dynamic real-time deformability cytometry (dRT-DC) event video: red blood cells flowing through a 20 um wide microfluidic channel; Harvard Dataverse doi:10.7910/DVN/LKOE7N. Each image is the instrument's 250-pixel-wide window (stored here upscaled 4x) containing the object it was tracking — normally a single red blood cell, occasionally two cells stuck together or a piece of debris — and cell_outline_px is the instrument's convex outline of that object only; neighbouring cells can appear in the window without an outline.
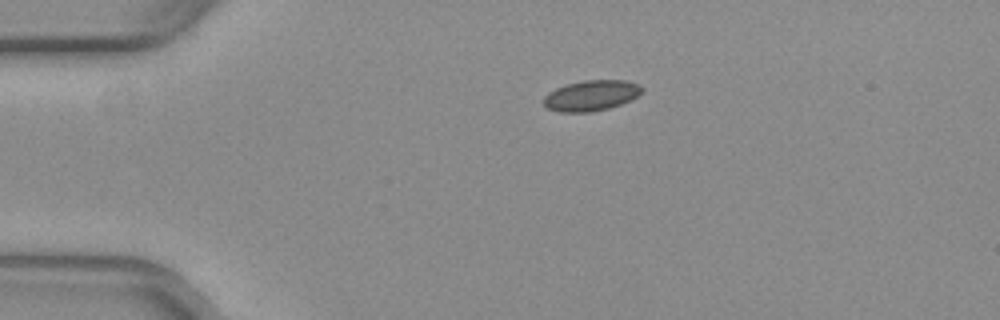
{"species": "common noctule bat (a hibernating species)", "species_latin": "Nyctalus noctula", "temperature_condition": "warm", "stored_images_in_passage": 42, "camera_frame_rate_fps": 3000, "um_per_image_px": 0.085, "animal": {"sex": "female", "body_mass_g": 29.2, "forearm_length_mm": 56.3}, "frame": {"image": 1, "passage_image": 1, "time_ms": 0.0, "image_size_px": [1000, 320], "cell_outline_px": [[644, 88], [632, 100], [608, 108], [592, 112], [560, 112], [548, 108], [544, 104], [544, 96], [548, 92], [556, 88], [568, 84], [584, 80], [628, 80], [640, 84]], "centroid_in_image_um": [50.27, 8.11], "position_along_channel_um": 34.7, "area_um2": 17.51}}
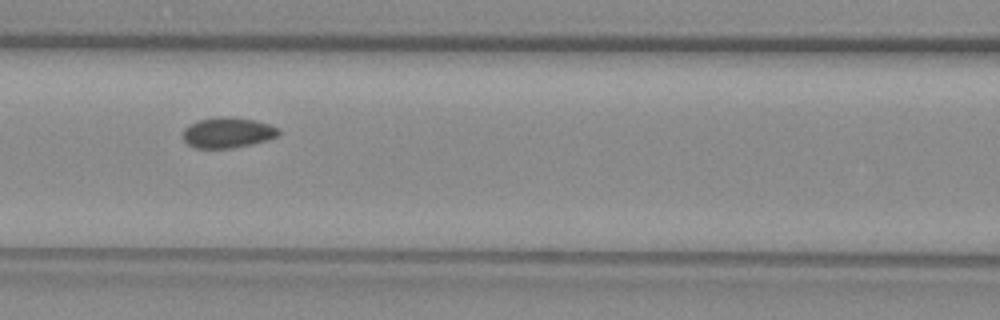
{"frame": {"image": 2, "passage_image": 13, "time_ms": 4.0, "image_size_px": [1000, 320], "cell_outline_px": [[280, 132], [276, 136], [268, 140], [252, 144], [232, 148], [196, 148], [188, 144], [184, 140], [184, 128], [188, 124], [196, 120], [216, 116], [224, 116], [256, 120], [280, 128]], "centroid_in_image_um": [19.34, 11.26], "position_along_channel_um": 147.3, "area_um2": 17.17}}
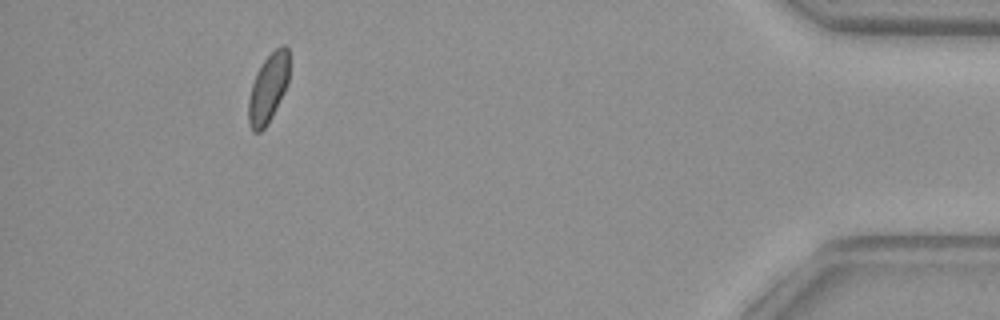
{"frame": {"image": 3, "passage_image": 38, "time_ms": 12.333, "image_size_px": [1000, 320], "cell_outline_px": [[288, 84], [272, 116], [264, 128], [260, 132], [252, 132], [248, 124], [248, 100], [252, 84], [256, 72], [264, 60], [280, 44], [284, 44], [288, 48]], "centroid_in_image_um": [22.78, 7.51], "position_along_channel_um": 412.4, "area_um2": 16.36}, "authors_computed_cell_mechanics": {"area_um2": 17.051, "velocity_mm_per_s": 3.9395, "shape_relaxation_time_tau1_ms": null, "shape_relaxation_time_tau2_ms": 1.9614, "deformation_change_tau1": null, "deformation_change_tau2": 0.0464}}